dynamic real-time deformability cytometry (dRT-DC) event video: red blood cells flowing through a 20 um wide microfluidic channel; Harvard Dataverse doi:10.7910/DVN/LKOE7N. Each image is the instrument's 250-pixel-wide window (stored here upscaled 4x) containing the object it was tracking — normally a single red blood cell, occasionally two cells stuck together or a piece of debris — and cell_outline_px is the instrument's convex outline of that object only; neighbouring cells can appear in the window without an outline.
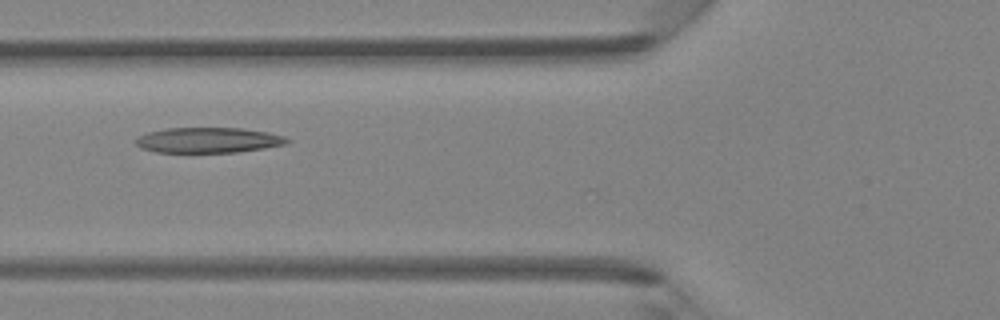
{"species": "Egyptian fruit bat (a non-hibernating species)", "species_latin": "Rousettus aegyptiacus", "temperature_condition": "room temperature", "stored_images_in_passage": 7, "camera_frame_rate_fps": 3000, "um_per_image_px": 0.085, "animal": {"sex": "female"}, "frame": {"image": 1, "passage_image": 6, "time_ms": 5.667, "image_size_px": [1000, 320], "cell_outline_px": [[292, 140], [284, 144], [264, 148], [236, 152], [156, 152], [140, 148], [136, 144], [136, 140], [140, 136], [148, 132], [168, 128], [240, 128], [268, 132], [284, 136]], "centroid_in_image_um": [17.71, 11.91], "position_along_channel_um": 108.1, "area_um2": 22.2}}